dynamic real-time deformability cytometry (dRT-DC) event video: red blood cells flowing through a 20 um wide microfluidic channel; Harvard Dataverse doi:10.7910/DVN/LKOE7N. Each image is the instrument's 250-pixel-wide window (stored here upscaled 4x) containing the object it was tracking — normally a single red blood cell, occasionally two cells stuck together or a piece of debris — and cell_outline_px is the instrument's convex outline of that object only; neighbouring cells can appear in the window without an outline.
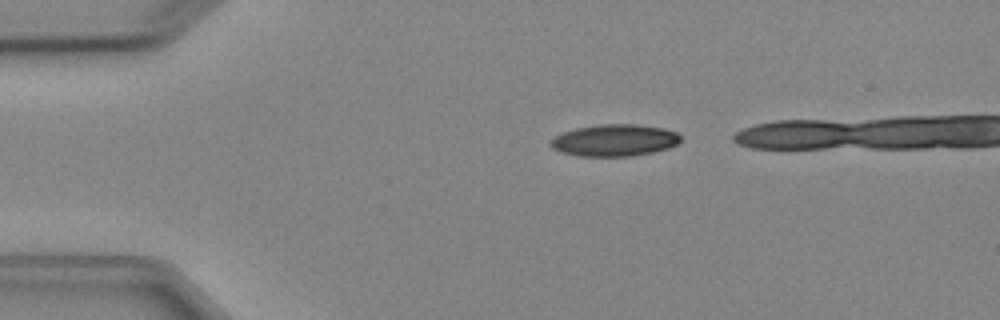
{"species": "Egyptian fruit bat (a non-hibernating species)", "species_latin": "Rousettus aegyptiacus", "temperature_condition": "cold", "stored_images_in_passage": 3, "camera_frame_rate_fps": 3000, "um_per_image_px": 0.085, "animal": {"sex": "female"}, "frame": {"image": 1, "passage_image": 1, "time_ms": 0.0, "image_size_px": [1000, 320], "cell_outline_px": [[680, 140], [676, 144], [668, 148], [652, 152], [632, 156], [580, 156], [564, 152], [552, 148], [548, 144], [556, 136], [564, 132], [576, 128], [600, 124], [636, 124], [664, 128], [676, 132], [680, 136]], "centroid_in_image_um": [52.24, 11.92], "position_along_channel_um": 32.8, "area_um2": 23.93}}